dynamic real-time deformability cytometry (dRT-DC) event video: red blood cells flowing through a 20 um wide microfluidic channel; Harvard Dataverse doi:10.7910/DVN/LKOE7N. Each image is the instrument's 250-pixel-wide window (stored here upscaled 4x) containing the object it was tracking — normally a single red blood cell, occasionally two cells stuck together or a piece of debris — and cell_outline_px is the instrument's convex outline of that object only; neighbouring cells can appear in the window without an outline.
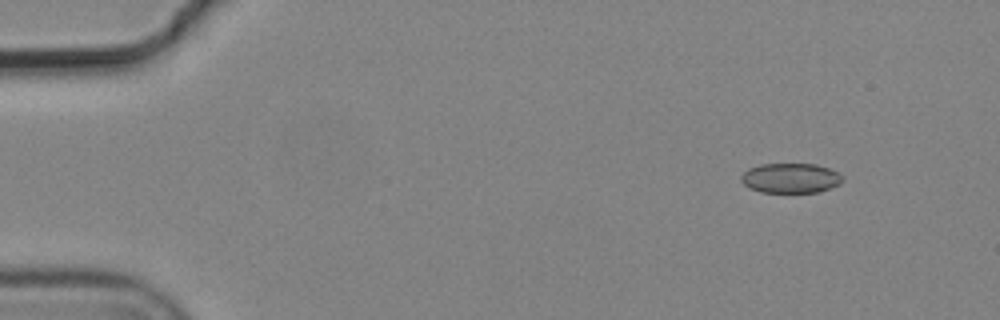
{"species": "common noctule bat (a hibernating species)", "species_latin": "Nyctalus noctula", "temperature_condition": "cold", "stored_images_in_passage": 3, "camera_frame_rate_fps": 3000, "um_per_image_px": 0.085, "animal": {"sex": "male", "body_mass_g": 19.2, "forearm_length_mm": 51.8}, "frame": {"image": 1, "passage_image": 2, "time_ms": 0.333, "image_size_px": [1000, 320], "cell_outline_px": [[844, 180], [840, 184], [832, 188], [820, 192], [760, 192], [748, 188], [740, 180], [740, 176], [748, 168], [760, 164], [816, 164], [828, 168], [844, 176]], "centroid_in_image_um": [67.2, 15.14], "position_along_channel_um": 17.8, "area_um2": 17.86}}